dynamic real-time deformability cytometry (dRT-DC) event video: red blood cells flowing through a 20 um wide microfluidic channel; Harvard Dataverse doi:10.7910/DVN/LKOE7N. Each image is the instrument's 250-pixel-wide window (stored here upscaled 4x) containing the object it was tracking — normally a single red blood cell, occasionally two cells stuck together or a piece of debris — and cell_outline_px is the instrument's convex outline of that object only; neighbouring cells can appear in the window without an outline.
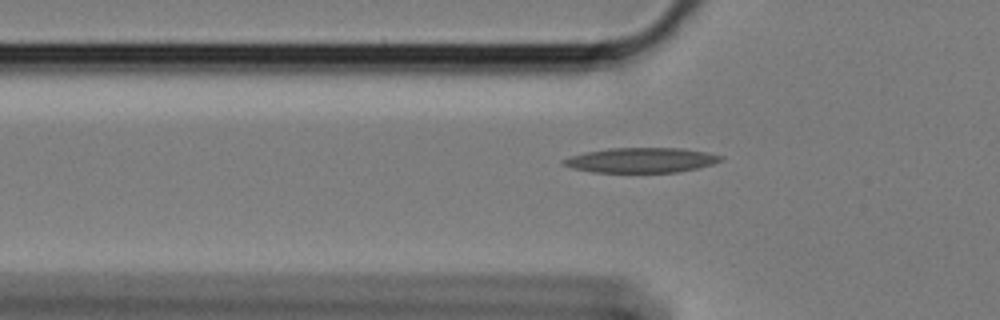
{"species": "Egyptian fruit bat (a non-hibernating species)", "species_latin": "Rousettus aegyptiacus", "temperature_condition": "cold", "stored_images_in_passage": 42, "camera_frame_rate_fps": 3000, "um_per_image_px": 0.085, "animal": {"sex": "female"}, "frame": {"image": 1, "passage_image": 9, "time_ms": 2.667, "image_size_px": [1000, 320], "cell_outline_px": [[724, 156], [720, 160], [712, 164], [700, 168], [676, 172], [592, 172], [572, 168], [560, 164], [560, 160], [584, 152], [608, 148], [680, 148], [704, 152]], "centroid_in_image_um": [54.45, 13.61], "position_along_channel_um": 71.4, "area_um2": 22.83}}
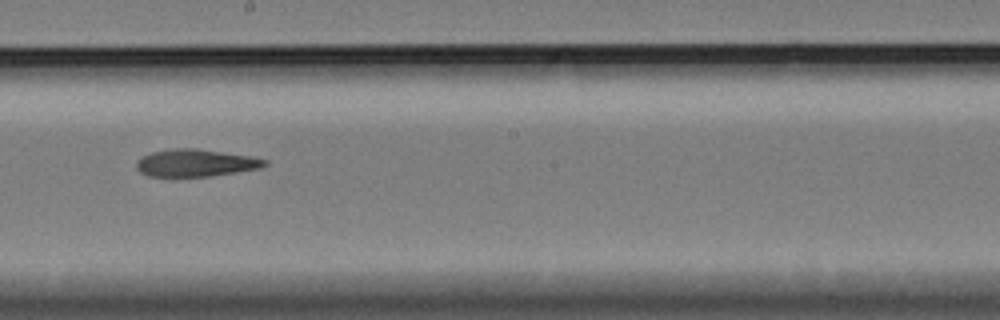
{"frame": {"image": 2, "passage_image": 23, "time_ms": 7.333, "image_size_px": [1000, 320], "cell_outline_px": [[268, 164], [260, 168], [236, 172], [208, 176], [176, 180], [148, 176], [140, 172], [136, 168], [136, 160], [152, 152], [172, 148], [196, 148], [252, 156], [268, 160]], "centroid_in_image_um": [16.57, 13.89], "position_along_channel_um": 231.6, "area_um2": 21.27}}
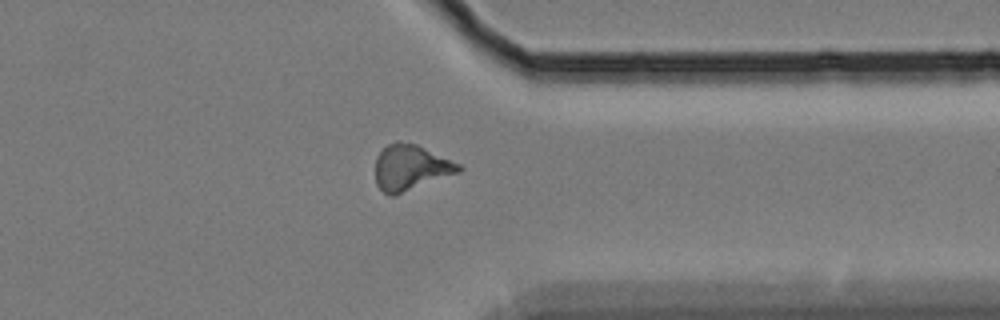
{"frame": {"image": 3, "passage_image": 36, "time_ms": 11.667, "image_size_px": [1000, 320], "cell_outline_px": [[464, 168], [460, 172], [396, 196], [388, 196], [376, 184], [376, 156], [388, 144], [396, 140], [400, 140], [416, 144], [460, 164]], "centroid_in_image_um": [34.9, 14.25], "position_along_channel_um": 376.5, "area_um2": 22.37}}